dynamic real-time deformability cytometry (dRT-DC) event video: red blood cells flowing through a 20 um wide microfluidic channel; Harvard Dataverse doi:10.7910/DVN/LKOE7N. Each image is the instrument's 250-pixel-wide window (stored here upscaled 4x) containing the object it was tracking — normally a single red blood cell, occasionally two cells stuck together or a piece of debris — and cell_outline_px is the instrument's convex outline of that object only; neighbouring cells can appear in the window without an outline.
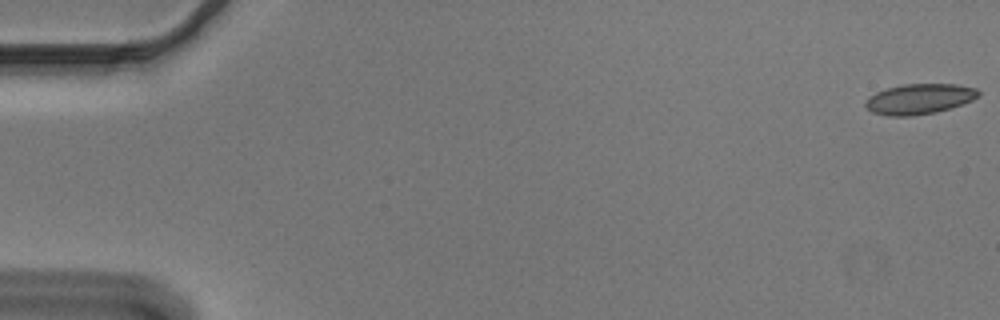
{"species": "Egyptian fruit bat (a non-hibernating species)", "species_latin": "Rousettus aegyptiacus", "temperature_condition": "cold", "stored_images_in_passage": 54, "camera_frame_rate_fps": 3000, "um_per_image_px": 0.085, "animal": {"sex": "male"}, "frame": {"image": 1, "passage_image": 1, "time_ms": 0.0, "image_size_px": [1000, 320], "cell_outline_px": [[980, 96], [972, 100], [936, 112], [912, 116], [888, 116], [872, 112], [864, 104], [864, 100], [868, 96], [876, 92], [888, 88], [904, 84], [956, 84], [976, 88], [980, 92]], "centroid_in_image_um": [78.12, 8.41], "position_along_channel_um": 6.9, "area_um2": 19.94}}
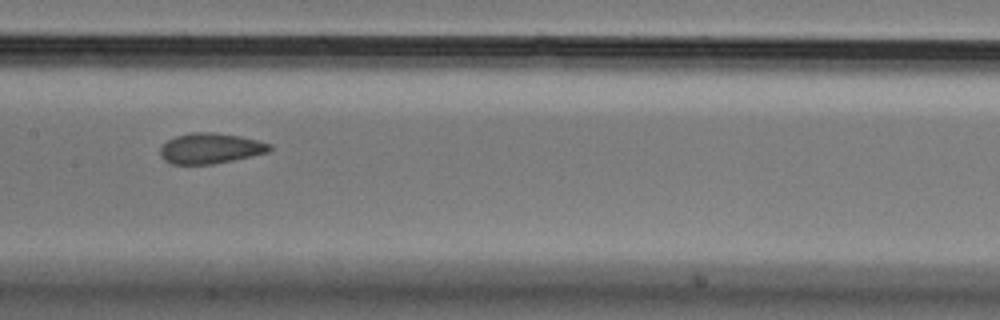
{"frame": {"image": 2, "passage_image": 28, "time_ms": 9.0, "image_size_px": [1000, 320], "cell_outline_px": [[272, 148], [268, 152], [252, 156], [212, 164], [172, 164], [164, 160], [160, 156], [160, 148], [168, 140], [176, 136], [192, 132], [212, 132], [240, 136], [272, 144]], "centroid_in_image_um": [17.88, 12.61], "position_along_channel_um": 189.5, "area_um2": 19.36}}
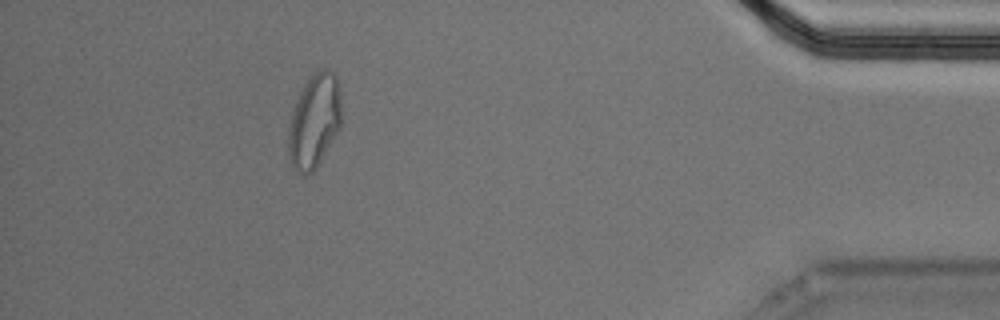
{"frame": {"image": 3, "passage_image": 50, "time_ms": 16.333, "image_size_px": [1000, 320], "cell_outline_px": [[340, 128], [316, 168], [312, 172], [304, 176], [300, 176], [292, 168], [288, 152], [288, 132], [296, 100], [300, 92], [316, 68], [328, 68], [336, 76], [340, 88]], "centroid_in_image_um": [26.71, 10.3], "position_along_channel_um": 408.5, "area_um2": 29.13}, "authors_computed_cell_mechanics": {"area_um2": 19.8832, "velocity_mm_per_s": 3.6623, "shape_relaxation_time_tau1_ms": null, "shape_relaxation_time_tau2_ms": 1.5101, "deformation_change_tau1": null, "deformation_change_tau2": 0.0572}}